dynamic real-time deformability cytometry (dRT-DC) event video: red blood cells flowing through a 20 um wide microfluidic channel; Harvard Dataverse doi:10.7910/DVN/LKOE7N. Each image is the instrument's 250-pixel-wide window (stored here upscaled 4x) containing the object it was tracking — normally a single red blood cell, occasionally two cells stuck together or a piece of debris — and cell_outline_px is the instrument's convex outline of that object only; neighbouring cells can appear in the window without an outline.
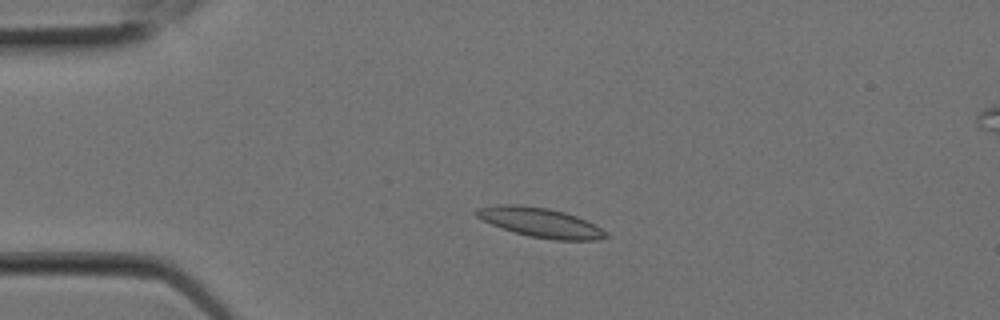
{"species": "Egyptian fruit bat (a non-hibernating species)", "species_latin": "Rousettus aegyptiacus", "temperature_condition": "room temperature", "stored_images_in_passage": 8, "camera_frame_rate_fps": 3000, "um_per_image_px": 0.085, "animal": {"sex": "female"}, "frame": {"image": 1, "passage_image": 5, "time_ms": 1.333, "image_size_px": [1000, 320], "cell_outline_px": [[608, 236], [596, 240], [556, 240], [528, 236], [492, 224], [476, 216], [472, 212], [476, 208], [496, 204], [516, 204], [548, 208], [564, 212], [588, 220], [608, 232]], "centroid_in_image_um": [45.94, 18.9], "position_along_channel_um": 39.1, "area_um2": 22.25}}
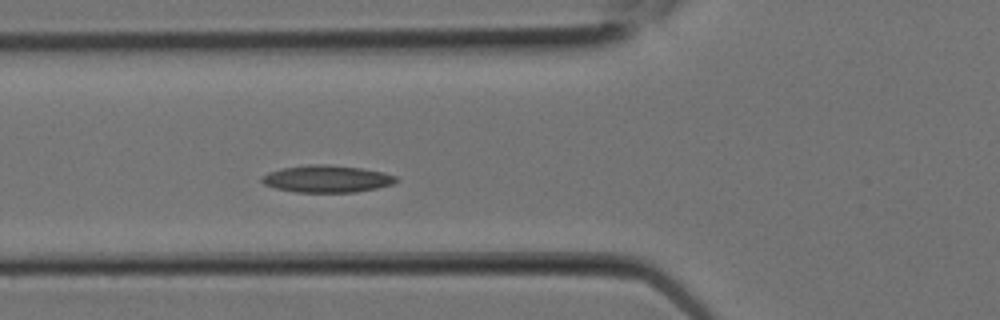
{"frame": {"image": 2, "passage_image": 8, "time_ms": 2.333, "image_size_px": [1000, 320], "cell_outline_px": [[396, 180], [392, 184], [376, 188], [356, 192], [296, 192], [276, 188], [264, 184], [260, 180], [260, 176], [268, 172], [284, 168], [308, 164], [328, 164], [360, 168], [384, 172], [396, 176]], "centroid_in_image_um": [27.75, 15.2], "position_along_channel_um": 98.1, "area_um2": 21.15}}